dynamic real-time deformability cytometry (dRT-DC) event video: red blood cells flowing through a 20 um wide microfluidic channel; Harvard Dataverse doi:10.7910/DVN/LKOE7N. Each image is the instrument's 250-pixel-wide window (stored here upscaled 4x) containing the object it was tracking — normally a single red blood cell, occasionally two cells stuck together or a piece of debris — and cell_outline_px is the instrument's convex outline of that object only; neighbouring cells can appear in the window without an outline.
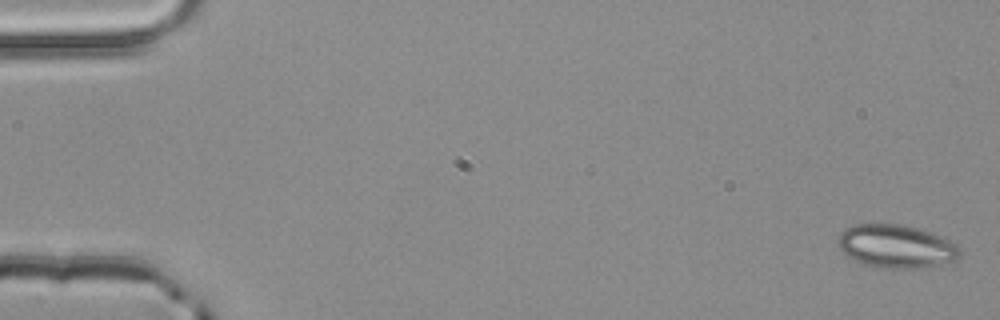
{"species": "common noctule bat (a hibernating species)", "species_latin": "Nyctalus noctula", "temperature_condition": "room temperature", "stored_images_in_passage": 4, "camera_frame_rate_fps": 3000, "um_per_image_px": 0.085, "animal": {"sex": "male", "body_mass_g": 20.4}, "frame": {"image": 1, "passage_image": 1, "time_ms": 0.0, "image_size_px": [1000, 320], "cell_outline_px": [[960, 256], [952, 260], [940, 264], [924, 268], [884, 268], [864, 264], [848, 256], [840, 248], [836, 240], [840, 232], [852, 224], [904, 224], [928, 232], [948, 240], [956, 244], [960, 248]], "centroid_in_image_um": [76.14, 20.93], "position_along_channel_um": 8.9, "area_um2": 30.46}}